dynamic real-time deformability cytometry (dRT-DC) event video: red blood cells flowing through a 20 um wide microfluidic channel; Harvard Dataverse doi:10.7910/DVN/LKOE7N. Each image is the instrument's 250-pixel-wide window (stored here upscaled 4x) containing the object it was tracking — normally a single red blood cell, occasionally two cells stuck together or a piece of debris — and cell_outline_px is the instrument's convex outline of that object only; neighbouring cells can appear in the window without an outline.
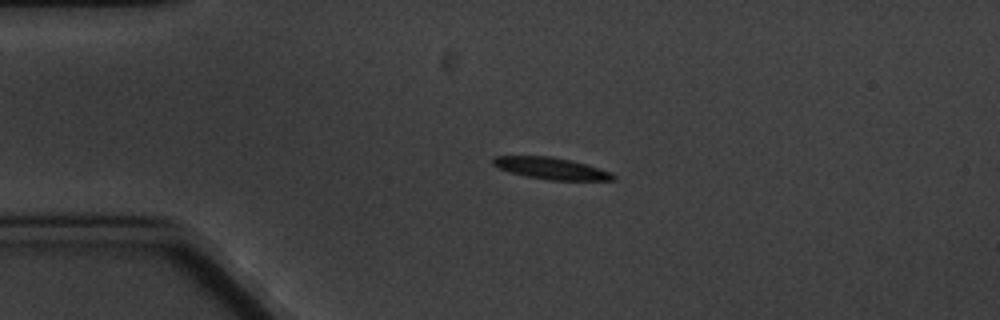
{"species": "common noctule bat (a hibernating species)", "species_latin": "Nyctalus noctula", "temperature_condition": "cold", "stored_images_in_passage": 2, "camera_frame_rate_fps": 3000, "um_per_image_px": 0.085, "animal": {"sex": "male", "body_mass_g": 20.1, "forearm_length_mm": 53.5}, "frame": {"image": 1, "passage_image": 1, "time_ms": 0.0, "image_size_px": [1000, 320], "cell_outline_px": [[616, 180], [548, 180], [508, 172], [492, 164], [492, 160], [496, 156], [552, 156], [572, 160], [612, 172], [616, 176]], "centroid_in_image_um": [46.87, 14.31], "position_along_channel_um": 38.1, "area_um2": 15.2}}